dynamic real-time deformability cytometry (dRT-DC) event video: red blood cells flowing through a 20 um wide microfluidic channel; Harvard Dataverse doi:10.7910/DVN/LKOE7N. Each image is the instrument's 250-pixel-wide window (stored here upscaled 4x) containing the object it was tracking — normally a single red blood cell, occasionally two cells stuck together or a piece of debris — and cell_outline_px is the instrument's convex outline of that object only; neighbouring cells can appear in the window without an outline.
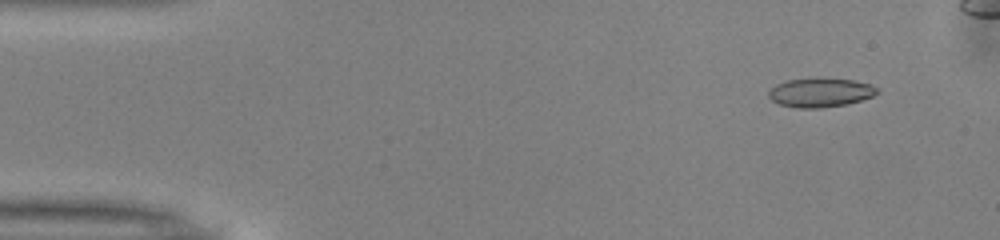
{"species": "common noctule bat (a hibernating species)", "species_latin": "Nyctalus noctula", "temperature_condition": "warm", "stored_images_in_passage": 45, "camera_frame_rate_fps": 3000, "um_per_image_px": 0.085, "animal": {"sex": "male", "body_mass_g": 13.0, "forearm_length_mm": 53.1}, "frame": {"image": 1, "passage_image": 4, "time_ms": 1.0, "image_size_px": [1000, 240], "cell_outline_px": [[880, 92], [872, 96], [860, 100], [844, 104], [820, 108], [796, 108], [780, 104], [772, 100], [768, 96], [768, 92], [776, 84], [788, 80], [812, 76], [856, 80], [872, 84], [880, 88]], "centroid_in_image_um": [69.76, 7.83], "position_along_channel_um": 15.2, "area_um2": 18.84}}
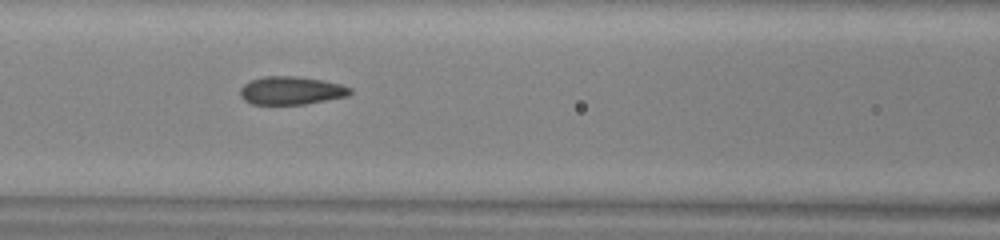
{"frame": {"image": 2, "passage_image": 21, "time_ms": 6.667, "image_size_px": [1000, 240], "cell_outline_px": [[352, 92], [348, 96], [304, 104], [252, 104], [244, 100], [240, 96], [240, 88], [244, 84], [252, 80], [264, 76], [296, 76], [324, 80], [340, 84], [352, 88]], "centroid_in_image_um": [24.76, 7.69], "position_along_channel_um": 141.8, "area_um2": 18.03}}
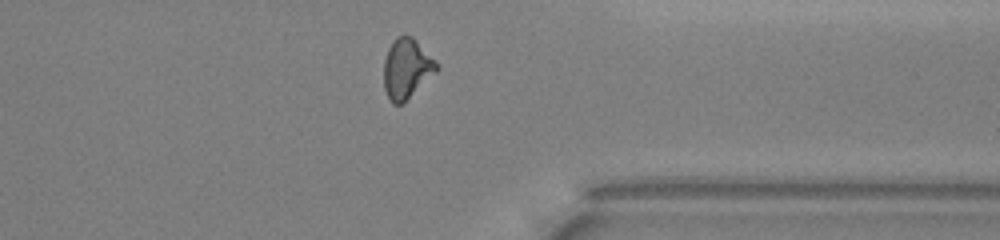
{"frame": {"image": 3, "passage_image": 39, "time_ms": 12.667, "image_size_px": [1000, 240], "cell_outline_px": [[440, 68], [404, 104], [392, 104], [384, 88], [384, 60], [388, 48], [396, 36], [412, 36], [436, 60]], "centroid_in_image_um": [34.58, 5.85], "position_along_channel_um": 376.8, "area_um2": 18.61}, "authors_computed_cell_mechanics": {"area_um2": 18.0914, "velocity_mm_per_s": 4.0484, "shape_relaxation_time_tau1_ms": null, "shape_relaxation_time_tau2_ms": 1.7565, "deformation_change_tau1": null, "deformation_change_tau2": 0.0761}}